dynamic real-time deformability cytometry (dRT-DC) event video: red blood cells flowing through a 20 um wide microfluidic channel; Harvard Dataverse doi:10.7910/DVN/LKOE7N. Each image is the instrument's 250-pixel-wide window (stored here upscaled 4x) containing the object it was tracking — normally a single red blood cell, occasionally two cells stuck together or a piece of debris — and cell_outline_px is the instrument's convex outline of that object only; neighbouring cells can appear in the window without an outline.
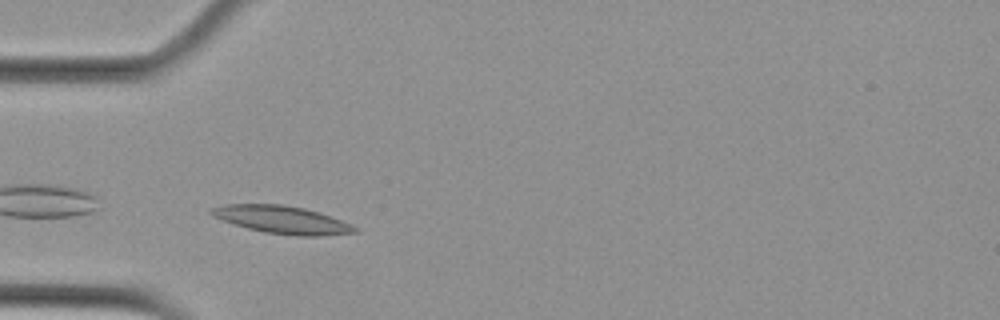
{"species": "Egyptian fruit bat (a non-hibernating species)", "species_latin": "Rousettus aegyptiacus", "temperature_condition": "cold", "stored_images_in_passage": 41, "camera_frame_rate_fps": 3000, "um_per_image_px": 0.085, "animal": {"sex": "female"}, "frame": {"image": 1, "passage_image": 1, "time_ms": 0.0, "image_size_px": [1000, 320], "cell_outline_px": [[360, 228], [356, 232], [320, 236], [296, 236], [264, 232], [248, 228], [220, 220], [212, 216], [208, 212], [208, 208], [228, 204], [280, 204], [304, 208], [320, 212], [352, 224]], "centroid_in_image_um": [23.96, 18.67], "position_along_channel_um": 61.0, "area_um2": 23.35}}
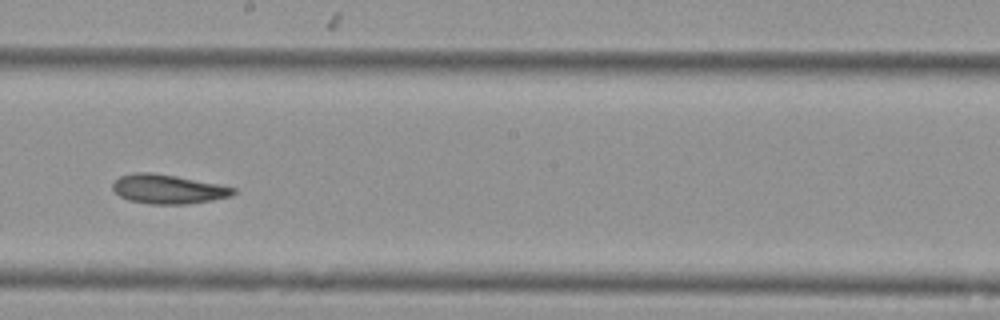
{"frame": {"image": 2, "passage_image": 16, "time_ms": 5.0, "image_size_px": [1000, 320], "cell_outline_px": [[236, 192], [232, 196], [212, 200], [188, 204], [152, 204], [128, 200], [120, 196], [112, 188], [112, 184], [120, 176], [136, 172], [152, 172], [176, 176], [220, 184], [236, 188]], "centroid_in_image_um": [14.31, 16.07], "position_along_channel_um": 233.9, "area_um2": 20.58}}
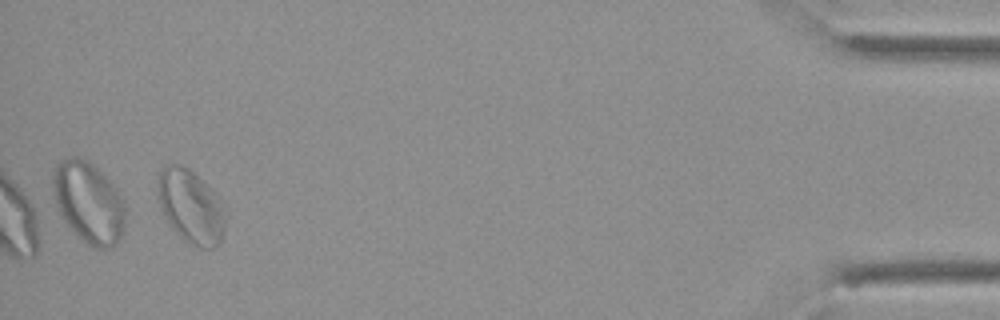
{"frame": {"image": 3, "passage_image": 38, "time_ms": 12.333, "image_size_px": [1000, 320], "cell_outline_px": [[228, 216], [224, 232], [220, 240], [212, 248], [200, 248], [184, 240], [168, 224], [164, 216], [156, 196], [156, 184], [160, 172], [164, 164], [180, 164], [188, 168], [204, 180], [220, 196], [228, 212]], "centroid_in_image_um": [16.24, 17.52], "position_along_channel_um": 419.0, "area_um2": 30.0}, "authors_computed_cell_mechanics": {"area_um2": 21.097, "velocity_mm_per_s": 3.5253, "shape_relaxation_time_tau1_ms": null, "shape_relaxation_time_tau2_ms": 3.5763, "deformation_change_tau1": null, "deformation_change_tau2": 0.0919}}